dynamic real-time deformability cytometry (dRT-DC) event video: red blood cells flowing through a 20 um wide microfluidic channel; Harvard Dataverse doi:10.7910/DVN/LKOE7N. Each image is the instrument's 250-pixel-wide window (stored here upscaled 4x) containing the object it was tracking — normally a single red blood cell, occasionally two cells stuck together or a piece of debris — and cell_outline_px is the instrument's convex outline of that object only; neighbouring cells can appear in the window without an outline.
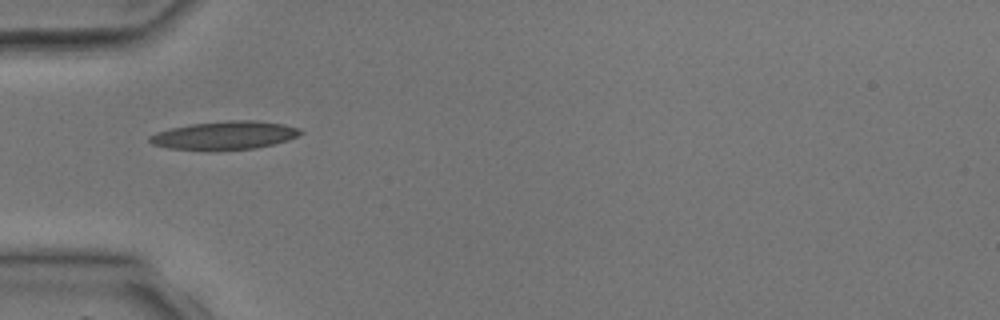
{"species": "common noctule bat (a hibernating species)", "species_latin": "Nyctalus noctula", "temperature_condition": "room temperature", "stored_images_in_passage": 5, "camera_frame_rate_fps": 3000, "um_per_image_px": 0.085, "animal": {"sex": "male", "body_mass_g": 17.9, "forearm_length_mm": 54.2}, "frame": {"image": 1, "passage_image": 4, "time_ms": 4.0, "image_size_px": [1000, 320], "cell_outline_px": [[304, 132], [288, 140], [256, 148], [216, 152], [168, 148], [152, 144], [148, 140], [148, 136], [156, 132], [172, 128], [192, 124], [228, 120], [256, 120], [284, 124], [300, 128]], "centroid_in_image_um": [19.08, 11.53], "position_along_channel_um": 65.9, "area_um2": 25.37}}